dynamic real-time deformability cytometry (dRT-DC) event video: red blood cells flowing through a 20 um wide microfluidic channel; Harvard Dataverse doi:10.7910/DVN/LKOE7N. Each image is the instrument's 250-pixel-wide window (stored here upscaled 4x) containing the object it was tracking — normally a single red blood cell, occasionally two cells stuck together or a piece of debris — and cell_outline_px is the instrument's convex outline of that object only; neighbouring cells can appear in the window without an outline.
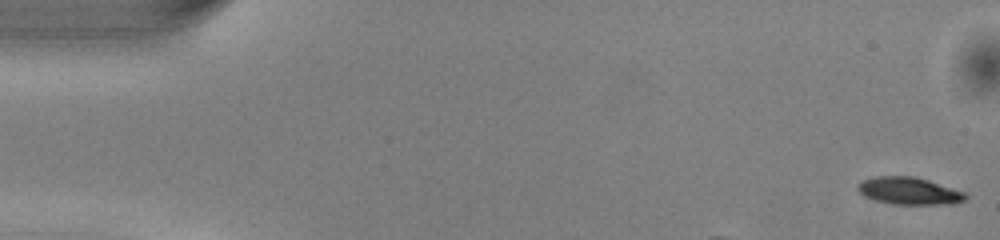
{"species": "common noctule bat (a hibernating species)", "species_latin": "Nyctalus noctula", "temperature_condition": "warm", "stored_images_in_passage": 10, "camera_frame_rate_fps": 3000, "um_per_image_px": 0.085, "animal": {"sex": "male", "body_mass_g": 13.0, "forearm_length_mm": 53.1}, "frame": {"image": 1, "passage_image": 1, "time_ms": 0.0, "image_size_px": [1000, 240], "cell_outline_px": [[968, 196], [964, 200], [956, 204], [892, 204], [876, 200], [864, 196], [856, 188], [864, 180], [876, 176], [916, 176], [968, 192]], "centroid_in_image_um": [77.35, 16.23], "position_along_channel_um": 7.6, "area_um2": 17.28}}